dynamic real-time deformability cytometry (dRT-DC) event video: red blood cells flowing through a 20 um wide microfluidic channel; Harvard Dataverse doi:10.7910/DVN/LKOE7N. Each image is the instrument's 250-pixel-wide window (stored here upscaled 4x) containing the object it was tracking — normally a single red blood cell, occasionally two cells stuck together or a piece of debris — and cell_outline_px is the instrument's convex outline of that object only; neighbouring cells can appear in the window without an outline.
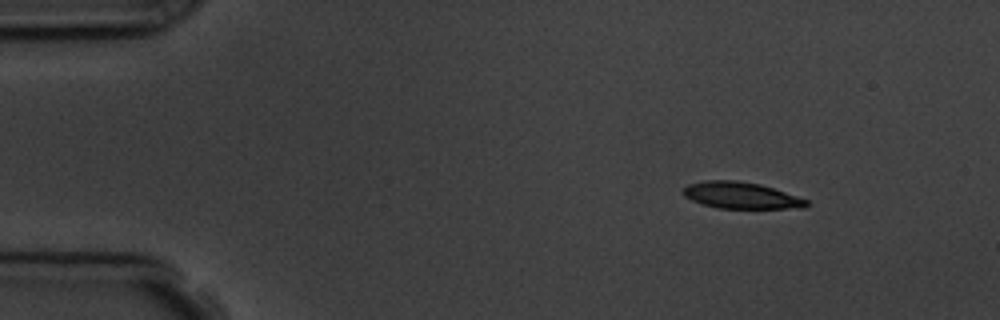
{"species": "common noctule bat (a hibernating species)", "species_latin": "Nyctalus noctula", "temperature_condition": "room temperature", "stored_images_in_passage": 5, "camera_frame_rate_fps": 3000, "um_per_image_px": 0.085, "animal": {"sex": "male", "body_mass_g": 19.5, "forearm_length_mm": 54.6}, "frame": {"image": 1, "passage_image": 1, "time_ms": 0.0, "image_size_px": [1000, 320], "cell_outline_px": [[808, 204], [804, 208], [716, 208], [692, 200], [684, 196], [684, 188], [688, 184], [708, 180], [736, 180], [760, 184], [808, 200]], "centroid_in_image_um": [62.98, 16.61], "position_along_channel_um": 22.0, "area_um2": 18.79}}
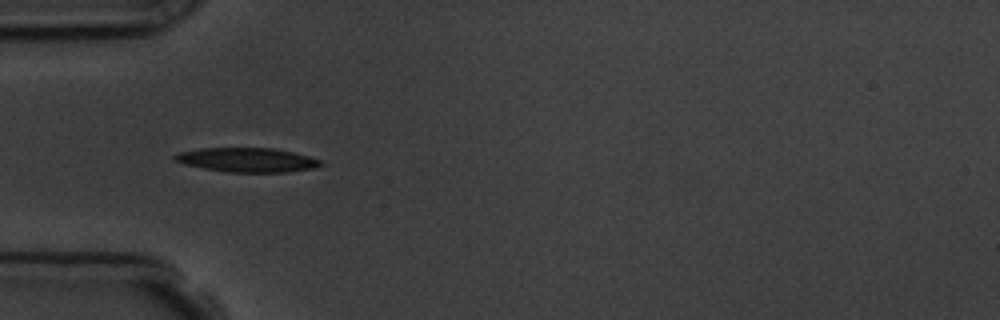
{"frame": {"image": 2, "passage_image": 4, "time_ms": 3.333, "image_size_px": [1000, 320], "cell_outline_px": [[324, 164], [316, 168], [288, 172], [228, 172], [204, 168], [184, 164], [176, 160], [172, 156], [176, 152], [200, 148], [272, 148], [292, 152], [324, 160]], "centroid_in_image_um": [21.04, 13.59], "position_along_channel_um": 64.0, "area_um2": 20.75}}